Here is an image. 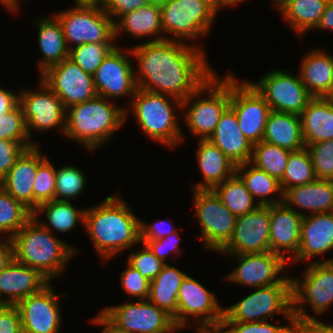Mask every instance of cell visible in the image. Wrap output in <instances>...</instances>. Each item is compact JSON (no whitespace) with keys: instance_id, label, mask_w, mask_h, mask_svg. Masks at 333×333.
Returning <instances> with one entry per match:
<instances>
[{"instance_id":"obj_1","label":"cell","mask_w":333,"mask_h":333,"mask_svg":"<svg viewBox=\"0 0 333 333\" xmlns=\"http://www.w3.org/2000/svg\"><path fill=\"white\" fill-rule=\"evenodd\" d=\"M192 44L164 39L130 48L138 65L134 70L138 89L186 100L215 73L203 46Z\"/></svg>"},{"instance_id":"obj_2","label":"cell","mask_w":333,"mask_h":333,"mask_svg":"<svg viewBox=\"0 0 333 333\" xmlns=\"http://www.w3.org/2000/svg\"><path fill=\"white\" fill-rule=\"evenodd\" d=\"M132 210L117 191L86 208L84 228L103 263L140 243V218Z\"/></svg>"},{"instance_id":"obj_3","label":"cell","mask_w":333,"mask_h":333,"mask_svg":"<svg viewBox=\"0 0 333 333\" xmlns=\"http://www.w3.org/2000/svg\"><path fill=\"white\" fill-rule=\"evenodd\" d=\"M14 260L38 270L50 282L59 277L78 253L71 244L57 238L32 216L11 238Z\"/></svg>"},{"instance_id":"obj_4","label":"cell","mask_w":333,"mask_h":333,"mask_svg":"<svg viewBox=\"0 0 333 333\" xmlns=\"http://www.w3.org/2000/svg\"><path fill=\"white\" fill-rule=\"evenodd\" d=\"M125 107L97 95L93 99L67 108L64 136L95 151L125 124Z\"/></svg>"},{"instance_id":"obj_5","label":"cell","mask_w":333,"mask_h":333,"mask_svg":"<svg viewBox=\"0 0 333 333\" xmlns=\"http://www.w3.org/2000/svg\"><path fill=\"white\" fill-rule=\"evenodd\" d=\"M176 109L182 111L181 100L166 94L137 89L130 105L125 107V121L128 113H133L145 136L174 149L187 137L178 123Z\"/></svg>"},{"instance_id":"obj_6","label":"cell","mask_w":333,"mask_h":333,"mask_svg":"<svg viewBox=\"0 0 333 333\" xmlns=\"http://www.w3.org/2000/svg\"><path fill=\"white\" fill-rule=\"evenodd\" d=\"M216 74L182 101L183 121L198 140L208 139L214 133L222 114L230 106V72L222 77Z\"/></svg>"},{"instance_id":"obj_7","label":"cell","mask_w":333,"mask_h":333,"mask_svg":"<svg viewBox=\"0 0 333 333\" xmlns=\"http://www.w3.org/2000/svg\"><path fill=\"white\" fill-rule=\"evenodd\" d=\"M301 275L291 277L294 321L317 320L314 315L322 316L333 305V265L314 260ZM305 304L311 307L313 315L305 309Z\"/></svg>"},{"instance_id":"obj_8","label":"cell","mask_w":333,"mask_h":333,"mask_svg":"<svg viewBox=\"0 0 333 333\" xmlns=\"http://www.w3.org/2000/svg\"><path fill=\"white\" fill-rule=\"evenodd\" d=\"M256 289L232 306L223 307L222 322L268 321L276 314L295 322L292 312V281L288 276L279 284Z\"/></svg>"},{"instance_id":"obj_9","label":"cell","mask_w":333,"mask_h":333,"mask_svg":"<svg viewBox=\"0 0 333 333\" xmlns=\"http://www.w3.org/2000/svg\"><path fill=\"white\" fill-rule=\"evenodd\" d=\"M160 7L165 39L186 43L206 37L218 14L208 0H168Z\"/></svg>"},{"instance_id":"obj_10","label":"cell","mask_w":333,"mask_h":333,"mask_svg":"<svg viewBox=\"0 0 333 333\" xmlns=\"http://www.w3.org/2000/svg\"><path fill=\"white\" fill-rule=\"evenodd\" d=\"M215 295L187 275L178 290L177 328L182 331L193 318L198 333H216L223 319V307Z\"/></svg>"},{"instance_id":"obj_11","label":"cell","mask_w":333,"mask_h":333,"mask_svg":"<svg viewBox=\"0 0 333 333\" xmlns=\"http://www.w3.org/2000/svg\"><path fill=\"white\" fill-rule=\"evenodd\" d=\"M60 22L67 48L86 43H114V21L98 6H74L53 14Z\"/></svg>"},{"instance_id":"obj_12","label":"cell","mask_w":333,"mask_h":333,"mask_svg":"<svg viewBox=\"0 0 333 333\" xmlns=\"http://www.w3.org/2000/svg\"><path fill=\"white\" fill-rule=\"evenodd\" d=\"M191 191L204 249L218 253L232 238L237 217L225 207L212 189Z\"/></svg>"},{"instance_id":"obj_13","label":"cell","mask_w":333,"mask_h":333,"mask_svg":"<svg viewBox=\"0 0 333 333\" xmlns=\"http://www.w3.org/2000/svg\"><path fill=\"white\" fill-rule=\"evenodd\" d=\"M39 83L38 90L26 88L19 91V105L22 108L27 134L31 142L34 131L42 133L56 128L60 129L64 135L66 128L67 109L62 100L41 78H39Z\"/></svg>"},{"instance_id":"obj_14","label":"cell","mask_w":333,"mask_h":333,"mask_svg":"<svg viewBox=\"0 0 333 333\" xmlns=\"http://www.w3.org/2000/svg\"><path fill=\"white\" fill-rule=\"evenodd\" d=\"M257 82L248 81L264 98L272 111L300 115L313 96L301 81L299 73L272 70Z\"/></svg>"},{"instance_id":"obj_15","label":"cell","mask_w":333,"mask_h":333,"mask_svg":"<svg viewBox=\"0 0 333 333\" xmlns=\"http://www.w3.org/2000/svg\"><path fill=\"white\" fill-rule=\"evenodd\" d=\"M101 311L120 329L129 333H172L179 331L173 318L146 300L107 306Z\"/></svg>"},{"instance_id":"obj_16","label":"cell","mask_w":333,"mask_h":333,"mask_svg":"<svg viewBox=\"0 0 333 333\" xmlns=\"http://www.w3.org/2000/svg\"><path fill=\"white\" fill-rule=\"evenodd\" d=\"M230 107L234 110L238 125L252 144L262 141L270 106L247 81H239L230 73Z\"/></svg>"},{"instance_id":"obj_17","label":"cell","mask_w":333,"mask_h":333,"mask_svg":"<svg viewBox=\"0 0 333 333\" xmlns=\"http://www.w3.org/2000/svg\"><path fill=\"white\" fill-rule=\"evenodd\" d=\"M133 65L131 49L121 50L117 45L93 75L97 95L110 100L126 96L132 99L138 89Z\"/></svg>"},{"instance_id":"obj_18","label":"cell","mask_w":333,"mask_h":333,"mask_svg":"<svg viewBox=\"0 0 333 333\" xmlns=\"http://www.w3.org/2000/svg\"><path fill=\"white\" fill-rule=\"evenodd\" d=\"M43 82L62 100L65 108L97 96L93 76L69 57L39 74Z\"/></svg>"},{"instance_id":"obj_19","label":"cell","mask_w":333,"mask_h":333,"mask_svg":"<svg viewBox=\"0 0 333 333\" xmlns=\"http://www.w3.org/2000/svg\"><path fill=\"white\" fill-rule=\"evenodd\" d=\"M238 259V266L226 276L227 281L248 286V288L266 287L281 283L289 263L281 255L271 251L254 254L229 255ZM284 270V271H283ZM282 274V275H281Z\"/></svg>"},{"instance_id":"obj_20","label":"cell","mask_w":333,"mask_h":333,"mask_svg":"<svg viewBox=\"0 0 333 333\" xmlns=\"http://www.w3.org/2000/svg\"><path fill=\"white\" fill-rule=\"evenodd\" d=\"M59 294L50 282L40 292L20 300L22 333H60L63 326Z\"/></svg>"},{"instance_id":"obj_21","label":"cell","mask_w":333,"mask_h":333,"mask_svg":"<svg viewBox=\"0 0 333 333\" xmlns=\"http://www.w3.org/2000/svg\"><path fill=\"white\" fill-rule=\"evenodd\" d=\"M270 205L239 216L232 238L218 254H254L270 251Z\"/></svg>"},{"instance_id":"obj_22","label":"cell","mask_w":333,"mask_h":333,"mask_svg":"<svg viewBox=\"0 0 333 333\" xmlns=\"http://www.w3.org/2000/svg\"><path fill=\"white\" fill-rule=\"evenodd\" d=\"M303 215L284 203L270 205V251L290 262L300 248ZM285 252L289 254L286 256Z\"/></svg>"},{"instance_id":"obj_23","label":"cell","mask_w":333,"mask_h":333,"mask_svg":"<svg viewBox=\"0 0 333 333\" xmlns=\"http://www.w3.org/2000/svg\"><path fill=\"white\" fill-rule=\"evenodd\" d=\"M38 145L26 149L16 160L0 186L33 213V185L38 165L47 157Z\"/></svg>"},{"instance_id":"obj_24","label":"cell","mask_w":333,"mask_h":333,"mask_svg":"<svg viewBox=\"0 0 333 333\" xmlns=\"http://www.w3.org/2000/svg\"><path fill=\"white\" fill-rule=\"evenodd\" d=\"M333 250V212L306 214L301 223L300 248L288 264L302 263Z\"/></svg>"},{"instance_id":"obj_25","label":"cell","mask_w":333,"mask_h":333,"mask_svg":"<svg viewBox=\"0 0 333 333\" xmlns=\"http://www.w3.org/2000/svg\"><path fill=\"white\" fill-rule=\"evenodd\" d=\"M49 283L38 270L13 259L0 272V303L16 305L20 300L40 292Z\"/></svg>"},{"instance_id":"obj_26","label":"cell","mask_w":333,"mask_h":333,"mask_svg":"<svg viewBox=\"0 0 333 333\" xmlns=\"http://www.w3.org/2000/svg\"><path fill=\"white\" fill-rule=\"evenodd\" d=\"M283 203L303 216L306 212H333V180L316 179L305 185L291 187L283 193Z\"/></svg>"},{"instance_id":"obj_27","label":"cell","mask_w":333,"mask_h":333,"mask_svg":"<svg viewBox=\"0 0 333 333\" xmlns=\"http://www.w3.org/2000/svg\"><path fill=\"white\" fill-rule=\"evenodd\" d=\"M236 166L251 161L253 144L238 125L237 116L229 106L221 116L214 133L208 138Z\"/></svg>"},{"instance_id":"obj_28","label":"cell","mask_w":333,"mask_h":333,"mask_svg":"<svg viewBox=\"0 0 333 333\" xmlns=\"http://www.w3.org/2000/svg\"><path fill=\"white\" fill-rule=\"evenodd\" d=\"M196 158L202 182L192 183L193 190L213 189L236 172V165L210 140H198Z\"/></svg>"},{"instance_id":"obj_29","label":"cell","mask_w":333,"mask_h":333,"mask_svg":"<svg viewBox=\"0 0 333 333\" xmlns=\"http://www.w3.org/2000/svg\"><path fill=\"white\" fill-rule=\"evenodd\" d=\"M299 76L313 97H333V56L311 49L301 60Z\"/></svg>"},{"instance_id":"obj_30","label":"cell","mask_w":333,"mask_h":333,"mask_svg":"<svg viewBox=\"0 0 333 333\" xmlns=\"http://www.w3.org/2000/svg\"><path fill=\"white\" fill-rule=\"evenodd\" d=\"M115 40L122 34L136 40L151 37L148 41L164 40L161 19V7L148 4L135 11L121 15L115 22ZM154 38V39H152Z\"/></svg>"},{"instance_id":"obj_31","label":"cell","mask_w":333,"mask_h":333,"mask_svg":"<svg viewBox=\"0 0 333 333\" xmlns=\"http://www.w3.org/2000/svg\"><path fill=\"white\" fill-rule=\"evenodd\" d=\"M305 145L333 139V97H313L300 114Z\"/></svg>"},{"instance_id":"obj_32","label":"cell","mask_w":333,"mask_h":333,"mask_svg":"<svg viewBox=\"0 0 333 333\" xmlns=\"http://www.w3.org/2000/svg\"><path fill=\"white\" fill-rule=\"evenodd\" d=\"M38 27V43L42 53V60L37 65L39 73H43L47 68L58 64L69 57L63 30L59 20L52 14L34 19Z\"/></svg>"},{"instance_id":"obj_33","label":"cell","mask_w":333,"mask_h":333,"mask_svg":"<svg viewBox=\"0 0 333 333\" xmlns=\"http://www.w3.org/2000/svg\"><path fill=\"white\" fill-rule=\"evenodd\" d=\"M262 141L290 151L303 149L306 145L300 115L271 110Z\"/></svg>"},{"instance_id":"obj_34","label":"cell","mask_w":333,"mask_h":333,"mask_svg":"<svg viewBox=\"0 0 333 333\" xmlns=\"http://www.w3.org/2000/svg\"><path fill=\"white\" fill-rule=\"evenodd\" d=\"M188 274L168 263L150 282L148 300L169 314L177 327L178 290Z\"/></svg>"},{"instance_id":"obj_35","label":"cell","mask_w":333,"mask_h":333,"mask_svg":"<svg viewBox=\"0 0 333 333\" xmlns=\"http://www.w3.org/2000/svg\"><path fill=\"white\" fill-rule=\"evenodd\" d=\"M236 173L244 181L247 190L259 206L283 203L280 181L252 165L250 162L236 166ZM277 196V198L274 196Z\"/></svg>"},{"instance_id":"obj_36","label":"cell","mask_w":333,"mask_h":333,"mask_svg":"<svg viewBox=\"0 0 333 333\" xmlns=\"http://www.w3.org/2000/svg\"><path fill=\"white\" fill-rule=\"evenodd\" d=\"M85 210L86 208L75 207L70 201L51 200L40 204L33 216L53 234L57 231L68 233L74 230L79 222L84 227ZM42 212L46 216V222L40 219Z\"/></svg>"},{"instance_id":"obj_37","label":"cell","mask_w":333,"mask_h":333,"mask_svg":"<svg viewBox=\"0 0 333 333\" xmlns=\"http://www.w3.org/2000/svg\"><path fill=\"white\" fill-rule=\"evenodd\" d=\"M329 0H290L280 11L290 27L300 36L313 30L325 10Z\"/></svg>"},{"instance_id":"obj_38","label":"cell","mask_w":333,"mask_h":333,"mask_svg":"<svg viewBox=\"0 0 333 333\" xmlns=\"http://www.w3.org/2000/svg\"><path fill=\"white\" fill-rule=\"evenodd\" d=\"M212 190L236 217L243 216L259 206L236 172Z\"/></svg>"},{"instance_id":"obj_39","label":"cell","mask_w":333,"mask_h":333,"mask_svg":"<svg viewBox=\"0 0 333 333\" xmlns=\"http://www.w3.org/2000/svg\"><path fill=\"white\" fill-rule=\"evenodd\" d=\"M33 216L21 202L0 186V237L12 238ZM6 236H5V235Z\"/></svg>"},{"instance_id":"obj_40","label":"cell","mask_w":333,"mask_h":333,"mask_svg":"<svg viewBox=\"0 0 333 333\" xmlns=\"http://www.w3.org/2000/svg\"><path fill=\"white\" fill-rule=\"evenodd\" d=\"M290 150L261 141L253 144L250 163L279 181L284 176Z\"/></svg>"},{"instance_id":"obj_41","label":"cell","mask_w":333,"mask_h":333,"mask_svg":"<svg viewBox=\"0 0 333 333\" xmlns=\"http://www.w3.org/2000/svg\"><path fill=\"white\" fill-rule=\"evenodd\" d=\"M311 157L306 147L291 151L284 176L280 180L283 193L294 186L305 185L316 180Z\"/></svg>"},{"instance_id":"obj_42","label":"cell","mask_w":333,"mask_h":333,"mask_svg":"<svg viewBox=\"0 0 333 333\" xmlns=\"http://www.w3.org/2000/svg\"><path fill=\"white\" fill-rule=\"evenodd\" d=\"M86 176L77 166L64 165L56 168L55 200L70 201L79 197L86 189Z\"/></svg>"},{"instance_id":"obj_43","label":"cell","mask_w":333,"mask_h":333,"mask_svg":"<svg viewBox=\"0 0 333 333\" xmlns=\"http://www.w3.org/2000/svg\"><path fill=\"white\" fill-rule=\"evenodd\" d=\"M116 47L114 43H86L69 50V58L84 72L94 75L107 55Z\"/></svg>"},{"instance_id":"obj_44","label":"cell","mask_w":333,"mask_h":333,"mask_svg":"<svg viewBox=\"0 0 333 333\" xmlns=\"http://www.w3.org/2000/svg\"><path fill=\"white\" fill-rule=\"evenodd\" d=\"M56 168L46 157L37 167L33 185V213L45 202L55 200Z\"/></svg>"},{"instance_id":"obj_45","label":"cell","mask_w":333,"mask_h":333,"mask_svg":"<svg viewBox=\"0 0 333 333\" xmlns=\"http://www.w3.org/2000/svg\"><path fill=\"white\" fill-rule=\"evenodd\" d=\"M0 139L19 141L27 149L37 145L36 141L31 142L28 137L22 108L19 104L0 116Z\"/></svg>"},{"instance_id":"obj_46","label":"cell","mask_w":333,"mask_h":333,"mask_svg":"<svg viewBox=\"0 0 333 333\" xmlns=\"http://www.w3.org/2000/svg\"><path fill=\"white\" fill-rule=\"evenodd\" d=\"M317 179L333 180V139L307 144Z\"/></svg>"},{"instance_id":"obj_47","label":"cell","mask_w":333,"mask_h":333,"mask_svg":"<svg viewBox=\"0 0 333 333\" xmlns=\"http://www.w3.org/2000/svg\"><path fill=\"white\" fill-rule=\"evenodd\" d=\"M216 333H295V322L280 326L269 321L221 322Z\"/></svg>"},{"instance_id":"obj_48","label":"cell","mask_w":333,"mask_h":333,"mask_svg":"<svg viewBox=\"0 0 333 333\" xmlns=\"http://www.w3.org/2000/svg\"><path fill=\"white\" fill-rule=\"evenodd\" d=\"M140 244L143 247L138 251L130 250L131 254H129L126 262L151 282L166 263L160 260L146 244Z\"/></svg>"},{"instance_id":"obj_49","label":"cell","mask_w":333,"mask_h":333,"mask_svg":"<svg viewBox=\"0 0 333 333\" xmlns=\"http://www.w3.org/2000/svg\"><path fill=\"white\" fill-rule=\"evenodd\" d=\"M126 269L121 272L120 285L128 296L146 300L150 294V281L126 262Z\"/></svg>"},{"instance_id":"obj_50","label":"cell","mask_w":333,"mask_h":333,"mask_svg":"<svg viewBox=\"0 0 333 333\" xmlns=\"http://www.w3.org/2000/svg\"><path fill=\"white\" fill-rule=\"evenodd\" d=\"M179 241L180 234L178 231H175L165 238L159 240H140V243L146 244L160 260L166 263L171 254L179 256L180 252L182 253Z\"/></svg>"},{"instance_id":"obj_51","label":"cell","mask_w":333,"mask_h":333,"mask_svg":"<svg viewBox=\"0 0 333 333\" xmlns=\"http://www.w3.org/2000/svg\"><path fill=\"white\" fill-rule=\"evenodd\" d=\"M26 149L19 141L0 139V181Z\"/></svg>"},{"instance_id":"obj_52","label":"cell","mask_w":333,"mask_h":333,"mask_svg":"<svg viewBox=\"0 0 333 333\" xmlns=\"http://www.w3.org/2000/svg\"><path fill=\"white\" fill-rule=\"evenodd\" d=\"M171 221L155 220L153 223H147L140 219V240H159L165 238L177 231Z\"/></svg>"},{"instance_id":"obj_53","label":"cell","mask_w":333,"mask_h":333,"mask_svg":"<svg viewBox=\"0 0 333 333\" xmlns=\"http://www.w3.org/2000/svg\"><path fill=\"white\" fill-rule=\"evenodd\" d=\"M148 4L147 0H105L102 8L115 22L121 15L135 11Z\"/></svg>"},{"instance_id":"obj_54","label":"cell","mask_w":333,"mask_h":333,"mask_svg":"<svg viewBox=\"0 0 333 333\" xmlns=\"http://www.w3.org/2000/svg\"><path fill=\"white\" fill-rule=\"evenodd\" d=\"M0 333H22L20 313L16 305L0 306Z\"/></svg>"},{"instance_id":"obj_55","label":"cell","mask_w":333,"mask_h":333,"mask_svg":"<svg viewBox=\"0 0 333 333\" xmlns=\"http://www.w3.org/2000/svg\"><path fill=\"white\" fill-rule=\"evenodd\" d=\"M295 333H333V324L320 319L305 322H295Z\"/></svg>"},{"instance_id":"obj_56","label":"cell","mask_w":333,"mask_h":333,"mask_svg":"<svg viewBox=\"0 0 333 333\" xmlns=\"http://www.w3.org/2000/svg\"><path fill=\"white\" fill-rule=\"evenodd\" d=\"M19 104V92L0 87V116Z\"/></svg>"},{"instance_id":"obj_57","label":"cell","mask_w":333,"mask_h":333,"mask_svg":"<svg viewBox=\"0 0 333 333\" xmlns=\"http://www.w3.org/2000/svg\"><path fill=\"white\" fill-rule=\"evenodd\" d=\"M14 259L13 244L10 238L0 240V272Z\"/></svg>"},{"instance_id":"obj_58","label":"cell","mask_w":333,"mask_h":333,"mask_svg":"<svg viewBox=\"0 0 333 333\" xmlns=\"http://www.w3.org/2000/svg\"><path fill=\"white\" fill-rule=\"evenodd\" d=\"M90 322L95 325H101L103 327L101 333H129L116 326L101 310Z\"/></svg>"},{"instance_id":"obj_59","label":"cell","mask_w":333,"mask_h":333,"mask_svg":"<svg viewBox=\"0 0 333 333\" xmlns=\"http://www.w3.org/2000/svg\"><path fill=\"white\" fill-rule=\"evenodd\" d=\"M314 30H332L333 31V0H329L325 10Z\"/></svg>"},{"instance_id":"obj_60","label":"cell","mask_w":333,"mask_h":333,"mask_svg":"<svg viewBox=\"0 0 333 333\" xmlns=\"http://www.w3.org/2000/svg\"><path fill=\"white\" fill-rule=\"evenodd\" d=\"M209 3L219 12L221 9L226 7L238 6L241 2L245 0H208Z\"/></svg>"},{"instance_id":"obj_61","label":"cell","mask_w":333,"mask_h":333,"mask_svg":"<svg viewBox=\"0 0 333 333\" xmlns=\"http://www.w3.org/2000/svg\"><path fill=\"white\" fill-rule=\"evenodd\" d=\"M20 0H0L1 5H3L6 10L9 12L16 13L19 10L20 7Z\"/></svg>"},{"instance_id":"obj_62","label":"cell","mask_w":333,"mask_h":333,"mask_svg":"<svg viewBox=\"0 0 333 333\" xmlns=\"http://www.w3.org/2000/svg\"><path fill=\"white\" fill-rule=\"evenodd\" d=\"M74 6H98L103 7L105 0H74Z\"/></svg>"},{"instance_id":"obj_63","label":"cell","mask_w":333,"mask_h":333,"mask_svg":"<svg viewBox=\"0 0 333 333\" xmlns=\"http://www.w3.org/2000/svg\"><path fill=\"white\" fill-rule=\"evenodd\" d=\"M272 1V0H271ZM290 0H273L274 6L279 12L286 6Z\"/></svg>"},{"instance_id":"obj_64","label":"cell","mask_w":333,"mask_h":333,"mask_svg":"<svg viewBox=\"0 0 333 333\" xmlns=\"http://www.w3.org/2000/svg\"><path fill=\"white\" fill-rule=\"evenodd\" d=\"M149 4H155L161 6L166 3L168 0H147Z\"/></svg>"},{"instance_id":"obj_65","label":"cell","mask_w":333,"mask_h":333,"mask_svg":"<svg viewBox=\"0 0 333 333\" xmlns=\"http://www.w3.org/2000/svg\"><path fill=\"white\" fill-rule=\"evenodd\" d=\"M323 262H331L333 265V258L330 257L329 259L323 260Z\"/></svg>"}]
</instances>
